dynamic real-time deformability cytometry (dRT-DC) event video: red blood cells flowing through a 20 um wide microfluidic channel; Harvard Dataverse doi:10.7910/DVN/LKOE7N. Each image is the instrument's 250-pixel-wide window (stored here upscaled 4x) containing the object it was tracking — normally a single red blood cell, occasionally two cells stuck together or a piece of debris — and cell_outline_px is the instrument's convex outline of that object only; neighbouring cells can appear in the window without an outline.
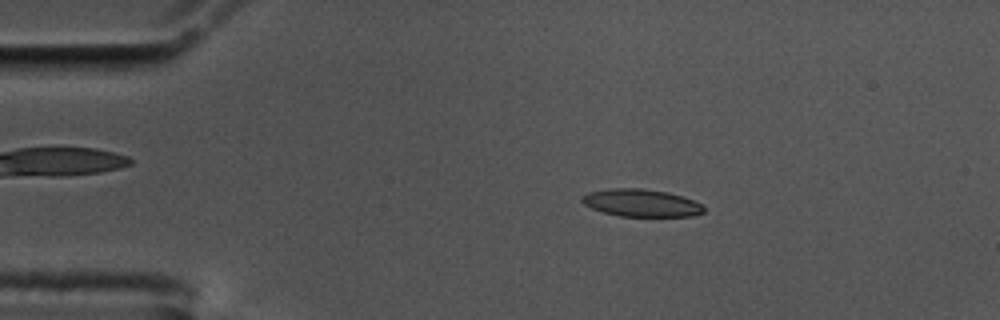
{"species": "common noctule bat (a hibernating species)", "species_latin": "Nyctalus noctula", "temperature_condition": "cold", "stored_images_in_passage": 56, "camera_frame_rate_fps": 3000, "um_per_image_px": 0.085, "animal": {"sex": "male", "body_mass_g": 17.5, "forearm_length_mm": 52.3}, "frame": {"image": 1, "passage_image": 10, "time_ms": 3.0, "image_size_px": [1000, 320], "cell_outline_px": [[704, 212], [692, 216], [620, 216], [604, 212], [592, 208], [584, 204], [580, 200], [580, 196], [588, 192], [608, 188], [640, 188], [668, 192], [692, 200], [700, 204], [704, 208]], "centroid_in_image_um": [54.45, 17.24], "position_along_channel_um": 30.5, "area_um2": 19.42}}
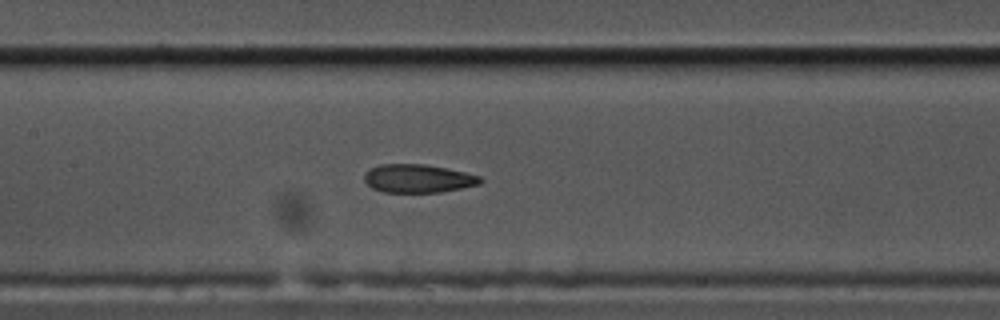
{"frame": {"image": 2, "passage_image": 26, "time_ms": 8.333, "image_size_px": [1000, 320], "cell_outline_px": [[484, 180], [480, 184], [440, 192], [384, 192], [372, 188], [364, 180], [364, 172], [380, 164], [424, 164], [464, 172], [480, 176]], "centroid_in_image_um": [35.52, 15.17], "position_along_channel_um": 171.9, "area_um2": 19.02}}
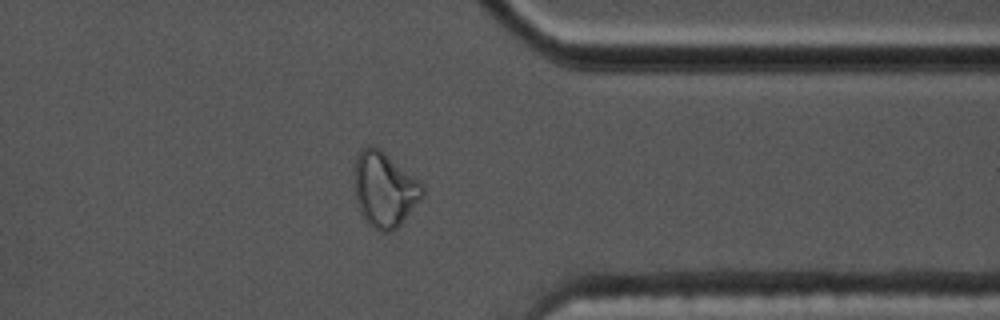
{"frame": {"image": 3, "passage_image": 44, "time_ms": 14.333, "image_size_px": [1000, 320], "cell_outline_px": [[424, 196], [400, 224], [392, 232], [380, 232], [368, 224], [360, 212], [356, 200], [352, 184], [356, 156], [368, 144], [372, 144], [380, 148], [420, 180], [424, 188]], "centroid_in_image_um": [32.66, 16.08], "position_along_channel_um": 378.7, "area_um2": 30.35}, "authors_computed_cell_mechanics": {"area_um2": 19.9988, "velocity_mm_per_s": 3.5678, "shape_relaxation_time_tau1_ms": null, "shape_relaxation_time_tau2_ms": 1.7657, "deformation_change_tau1": null, "deformation_change_tau2": 0.0844}}